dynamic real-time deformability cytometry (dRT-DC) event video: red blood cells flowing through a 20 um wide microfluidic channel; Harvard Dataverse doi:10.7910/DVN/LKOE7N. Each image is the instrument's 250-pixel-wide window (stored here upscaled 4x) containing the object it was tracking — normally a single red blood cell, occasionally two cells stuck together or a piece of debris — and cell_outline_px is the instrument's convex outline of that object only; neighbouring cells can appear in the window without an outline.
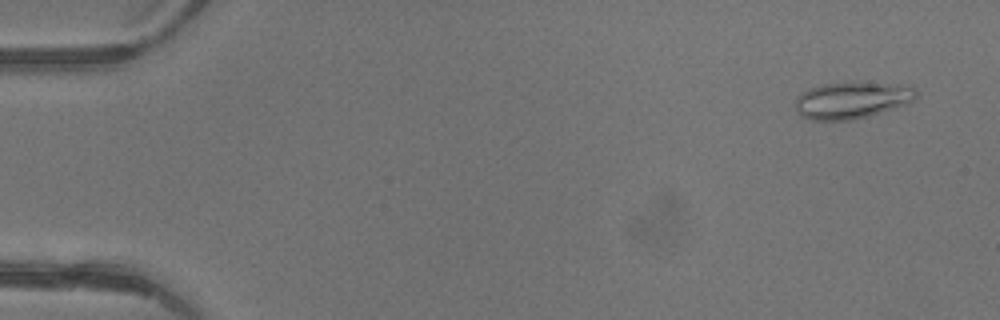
{"species": "common noctule bat (a hibernating species)", "species_latin": "Nyctalus noctula", "temperature_condition": "warm", "stored_images_in_passage": 4, "camera_frame_rate_fps": 3000, "um_per_image_px": 0.085, "animal": {"sex": "female"}, "frame": {"image": 1, "passage_image": 1, "time_ms": 0.0, "image_size_px": [1000, 320], "cell_outline_px": [[916, 96], [912, 100], [904, 104], [868, 116], [852, 120], [808, 120], [796, 108], [796, 96], [808, 88], [820, 84], [908, 84], [916, 88]], "centroid_in_image_um": [72.38, 8.53], "position_along_channel_um": 12.6, "area_um2": 25.2}}